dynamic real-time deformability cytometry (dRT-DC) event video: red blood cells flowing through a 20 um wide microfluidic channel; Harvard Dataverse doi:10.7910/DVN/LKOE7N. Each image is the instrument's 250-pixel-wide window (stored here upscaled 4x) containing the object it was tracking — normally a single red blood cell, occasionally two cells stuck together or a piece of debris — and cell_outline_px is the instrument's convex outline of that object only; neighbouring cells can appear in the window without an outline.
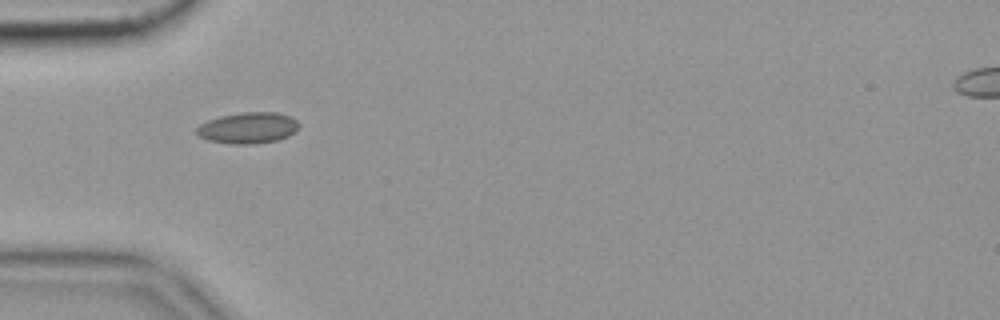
{"species": "common noctule bat (a hibernating species)", "species_latin": "Nyctalus noctula", "temperature_condition": "cold", "stored_images_in_passage": 47, "camera_frame_rate_fps": 3000, "um_per_image_px": 0.085, "animal": {"sex": "female", "body_mass_g": 19.9}, "frame": {"image": 1, "passage_image": 8, "time_ms": 2.333, "image_size_px": [1000, 320], "cell_outline_px": [[300, 124], [296, 132], [288, 136], [276, 140], [252, 144], [236, 144], [208, 140], [200, 136], [196, 132], [196, 128], [200, 124], [208, 120], [220, 116], [240, 112], [276, 112], [292, 116]], "centroid_in_image_um": [21.11, 10.85], "position_along_channel_um": 63.9, "area_um2": 18.61}, "authors_computed_cell_mechanics": {"area_um2": 17.3978, "velocity_mm_per_s": 3.5381, "shape_relaxation_time_tau1_ms": null, "shape_relaxation_time_tau2_ms": 1.6965, "deformation_change_tau1": null, "deformation_change_tau2": 0.0452}}